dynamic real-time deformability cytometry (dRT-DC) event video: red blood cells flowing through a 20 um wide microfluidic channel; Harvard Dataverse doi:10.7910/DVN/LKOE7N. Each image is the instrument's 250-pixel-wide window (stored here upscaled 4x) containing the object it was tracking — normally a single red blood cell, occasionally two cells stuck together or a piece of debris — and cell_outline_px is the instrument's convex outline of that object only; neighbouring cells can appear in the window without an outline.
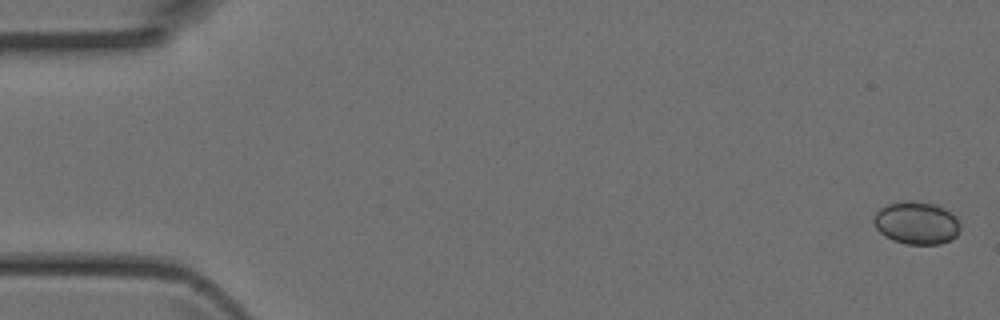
{"species": "Egyptian fruit bat (a non-hibernating species)", "species_latin": "Rousettus aegyptiacus", "temperature_condition": "room temperature", "stored_images_in_passage": 5, "camera_frame_rate_fps": 3000, "um_per_image_px": 0.085, "animal": {"sex": "female"}, "frame": {"image": 1, "passage_image": 1, "time_ms": 0.0, "image_size_px": [1000, 320], "cell_outline_px": [[960, 232], [952, 240], [940, 244], [908, 244], [892, 240], [880, 232], [876, 228], [872, 220], [876, 212], [880, 208], [888, 204], [908, 200], [936, 204], [944, 208], [956, 216], [960, 224]], "centroid_in_image_um": [77.92, 18.95], "position_along_channel_um": 7.1, "area_um2": 21.68}}
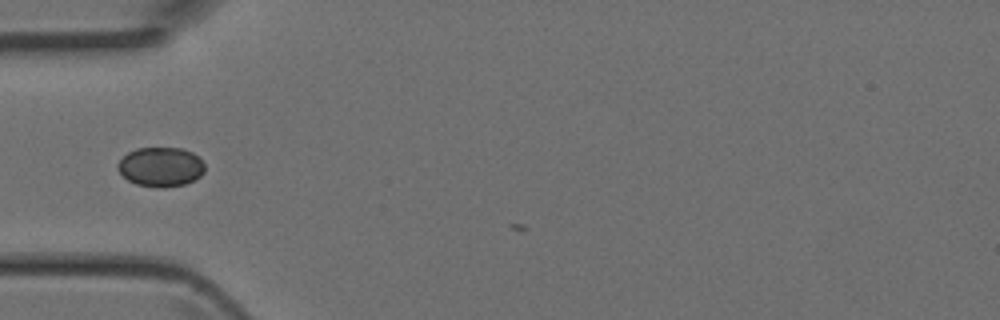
{"frame": {"image": 2, "passage_image": 5, "time_ms": 1.333, "image_size_px": [1000, 320], "cell_outline_px": [[204, 172], [200, 176], [184, 184], [164, 188], [136, 184], [128, 180], [116, 168], [116, 164], [128, 152], [136, 148], [184, 148], [192, 152], [204, 164]], "centroid_in_image_um": [13.64, 14.18], "position_along_channel_um": 71.4, "area_um2": 19.88}}